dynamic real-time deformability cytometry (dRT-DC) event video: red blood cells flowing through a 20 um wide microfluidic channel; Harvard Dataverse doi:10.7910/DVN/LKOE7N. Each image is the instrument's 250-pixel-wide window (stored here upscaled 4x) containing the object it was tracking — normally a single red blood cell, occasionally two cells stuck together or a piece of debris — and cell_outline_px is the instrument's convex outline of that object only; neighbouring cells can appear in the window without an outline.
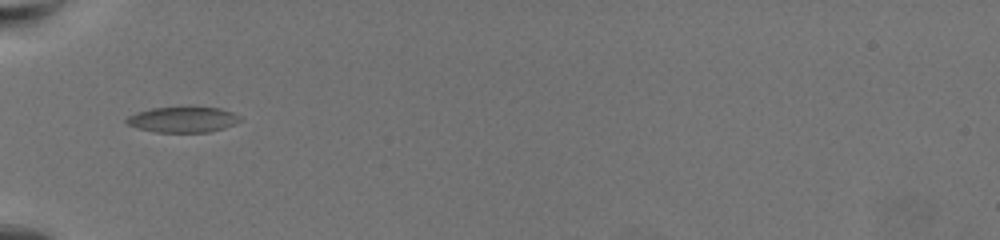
{"species": "common noctule bat (a hibernating species)", "species_latin": "Nyctalus noctula", "temperature_condition": "warm", "stored_images_in_passage": 40, "camera_frame_rate_fps": 3000, "um_per_image_px": 0.085, "animal": {"sex": "female", "body_mass_g": 19.5, "forearm_length_mm": 54.1}, "frame": {"image": 1, "passage_image": 1, "time_ms": 0.0, "image_size_px": [1000, 240], "cell_outline_px": [[244, 120], [236, 124], [224, 128], [208, 132], [156, 132], [140, 128], [128, 124], [124, 120], [128, 116], [136, 112], [152, 108], [220, 108], [232, 112], [240, 116]], "centroid_in_image_um": [15.59, 10.17], "position_along_channel_um": 69.4, "area_um2": 16.76}}
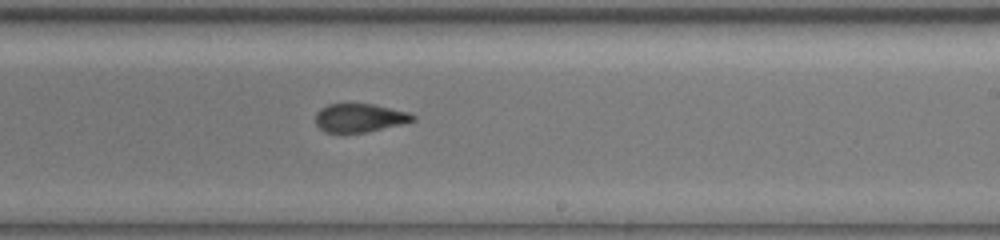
{"frame": {"image": 2, "passage_image": 18, "time_ms": 5.667, "image_size_px": [1000, 240], "cell_outline_px": [[416, 120], [368, 132], [324, 132], [316, 124], [316, 112], [320, 108], [328, 104], [372, 104], [408, 112], [416, 116]], "centroid_in_image_um": [30.56, 10.01], "position_along_channel_um": 258.4, "area_um2": 16.01}}
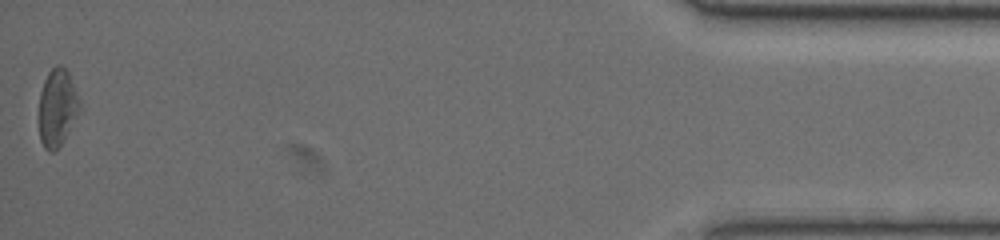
{"frame": {"image": 3, "passage_image": 40, "time_ms": 13.0, "image_size_px": [1000, 240], "cell_outline_px": [[80, 108], [60, 144], [52, 152], [48, 152], [44, 148], [40, 140], [40, 92], [44, 80], [48, 72], [56, 64], [60, 64], [68, 72], [80, 104]], "centroid_in_image_um": [4.83, 9.11], "position_along_channel_um": 430.4, "area_um2": 17.63}, "authors_computed_cell_mechanics": {"area_um2": 16.9065, "velocity_mm_per_s": 3.4106, "shape_relaxation_time_tau1_ms": null, "shape_relaxation_time_tau2_ms": 1.8658, "deformation_change_tau1": null, "deformation_change_tau2": 0.0869}}